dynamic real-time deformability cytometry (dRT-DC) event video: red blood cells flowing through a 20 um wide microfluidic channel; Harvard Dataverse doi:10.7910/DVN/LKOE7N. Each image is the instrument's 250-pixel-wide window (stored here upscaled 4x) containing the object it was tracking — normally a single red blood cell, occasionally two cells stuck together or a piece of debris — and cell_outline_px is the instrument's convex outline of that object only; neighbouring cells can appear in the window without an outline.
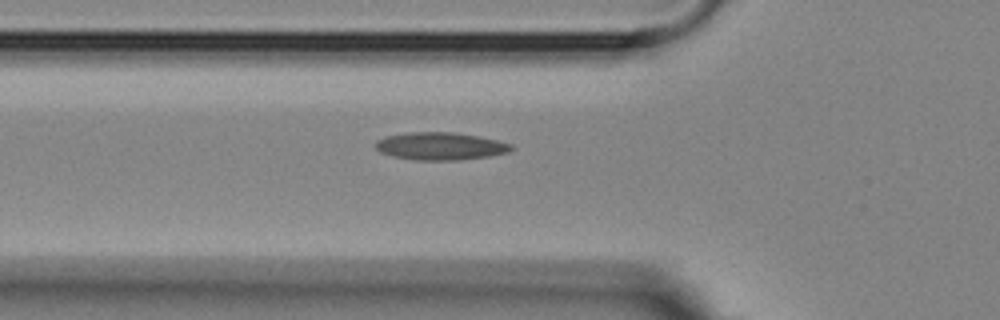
{"species": "Egyptian fruit bat (a non-hibernating species)", "species_latin": "Rousettus aegyptiacus", "temperature_condition": "room temperature", "stored_images_in_passage": 38, "camera_frame_rate_fps": 3000, "um_per_image_px": 0.085, "animal": {"sex": "female"}, "frame": {"image": 1, "passage_image": 2, "time_ms": 0.333, "image_size_px": [1000, 320], "cell_outline_px": [[516, 148], [508, 152], [488, 156], [456, 160], [416, 160], [392, 156], [380, 152], [376, 148], [376, 140], [384, 136], [408, 132], [452, 132], [480, 136], [512, 144]], "centroid_in_image_um": [37.43, 12.41], "position_along_channel_um": 88.4, "area_um2": 21.91}}
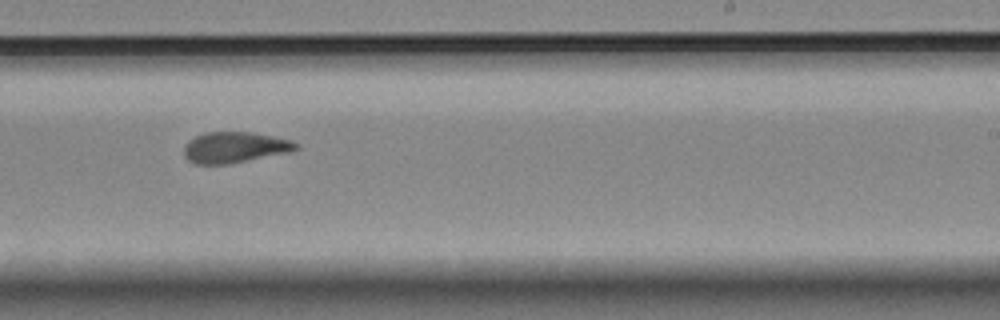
{"frame": {"image": 2, "passage_image": 17, "time_ms": 5.333, "image_size_px": [1000, 320], "cell_outline_px": [[300, 148], [292, 152], [228, 164], [196, 164], [188, 160], [184, 156], [184, 144], [188, 140], [196, 136], [208, 132], [252, 132], [292, 140], [300, 144]], "centroid_in_image_um": [19.98, 12.53], "position_along_channel_um": 269.0, "area_um2": 20.4}}
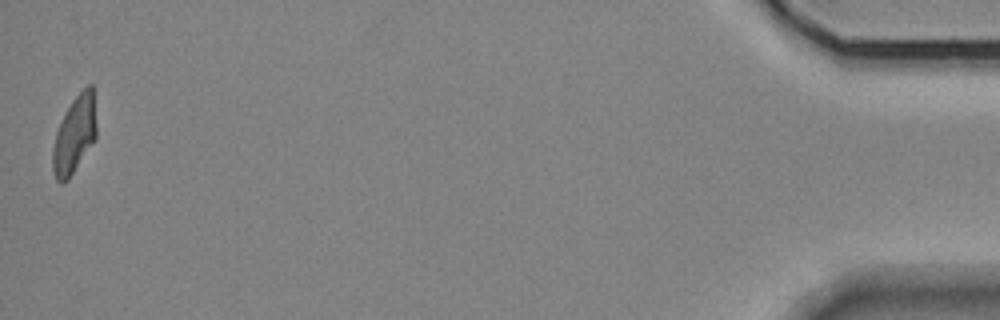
{"frame": {"image": 3, "passage_image": 38, "time_ms": 12.333, "image_size_px": [1000, 320], "cell_outline_px": [[96, 140], [68, 180], [60, 184], [56, 180], [52, 172], [52, 148], [56, 132], [72, 100], [88, 84], [92, 84], [96, 124]], "centroid_in_image_um": [6.33, 11.51], "position_along_channel_um": 428.9, "area_um2": 19.71}}